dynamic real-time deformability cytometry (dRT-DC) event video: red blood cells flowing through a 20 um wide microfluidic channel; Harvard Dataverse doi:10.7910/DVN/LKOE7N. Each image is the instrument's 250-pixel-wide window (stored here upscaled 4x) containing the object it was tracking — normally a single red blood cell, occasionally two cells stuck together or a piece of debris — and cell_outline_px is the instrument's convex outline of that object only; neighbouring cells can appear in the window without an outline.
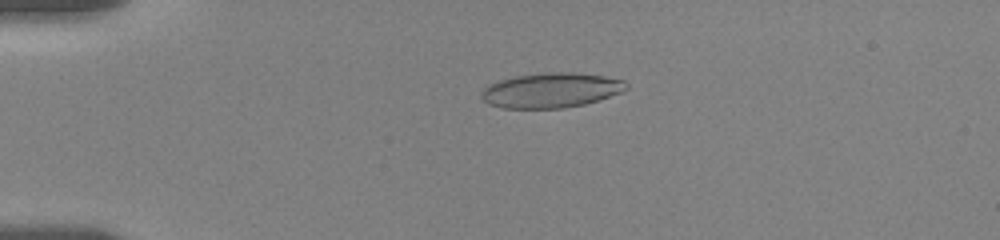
{"species": "human", "species_latin": "Homo sapiens", "temperature_condition": "room temperature", "stored_images_in_passage": 75, "camera_frame_rate_fps": 3000, "um_per_image_px": 0.085, "donor": {"sex": "female"}, "frame": {"image": 1, "passage_image": 15, "time_ms": 4.333, "image_size_px": [1000, 240], "cell_outline_px": [[628, 88], [620, 92], [584, 104], [564, 108], [504, 108], [488, 104], [480, 96], [480, 92], [488, 84], [500, 80], [516, 76], [544, 72], [572, 72], [604, 76], [624, 80], [628, 84]], "centroid_in_image_um": [46.81, 7.66], "position_along_channel_um": 38.2, "area_um2": 29.36}}
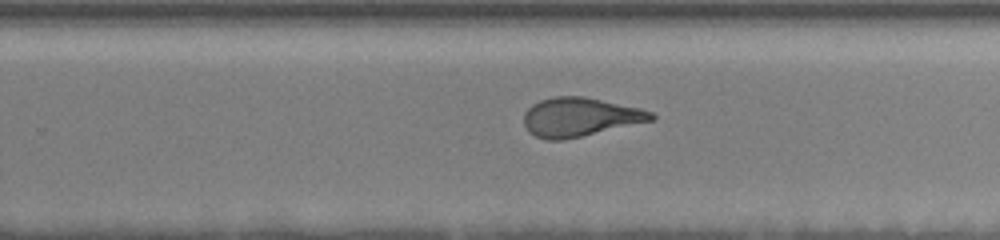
{"frame": {"image": 2, "passage_image": 49, "time_ms": 12.333, "image_size_px": [1000, 240], "cell_outline_px": [[656, 120], [564, 140], [548, 140], [536, 136], [528, 132], [524, 124], [524, 112], [532, 104], [540, 100], [556, 96], [584, 96], [640, 108], [652, 112], [656, 116]], "centroid_in_image_um": [49.3, 9.95], "position_along_channel_um": 280.5, "area_um2": 29.02}}
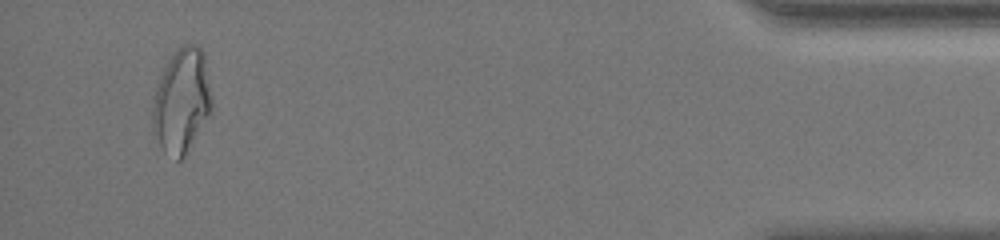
{"frame": {"image": 3, "passage_image": 72, "time_ms": 18.0, "image_size_px": [1000, 240], "cell_outline_px": [[212, 108], [184, 156], [180, 160], [176, 160], [164, 152], [152, 132], [152, 108], [156, 88], [160, 76], [172, 52], [184, 44], [196, 44], [204, 52], [212, 100]], "centroid_in_image_um": [15.42, 8.55], "position_along_channel_um": 419.8, "area_um2": 35.84}, "authors_computed_cell_mechanics": {"area_um2": 29.5358, "velocity_mm_per_s": 3.5677, "shape_relaxation_time_tau1_ms": 7.6365, "shape_relaxation_time_tau2_ms": 1.5021, "deformation_change_tau1": 0.2359, "deformation_change_tau2": 0.1042}}